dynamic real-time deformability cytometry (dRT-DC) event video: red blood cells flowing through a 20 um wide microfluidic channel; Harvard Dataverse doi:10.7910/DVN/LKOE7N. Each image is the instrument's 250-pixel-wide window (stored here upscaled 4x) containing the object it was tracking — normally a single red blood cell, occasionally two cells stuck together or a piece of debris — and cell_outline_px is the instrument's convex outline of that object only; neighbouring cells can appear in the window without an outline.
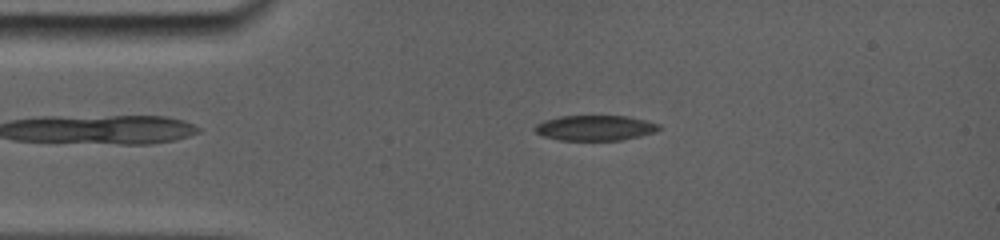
{"species": "common noctule bat (a hibernating species)", "species_latin": "Nyctalus noctula", "temperature_condition": "room temperature", "stored_images_in_passage": 55, "camera_frame_rate_fps": 5000, "um_per_image_px": 0.085, "animal": {"sex": "female", "body_mass_g": 19.0, "forearm_length_mm": 56.7}, "frame": {"image": 1, "passage_image": 11, "time_ms": 3.0, "image_size_px": [1000, 240], "cell_outline_px": [[660, 128], [652, 132], [616, 140], [564, 140], [548, 136], [536, 132], [536, 124], [560, 116], [624, 116], [644, 120], [660, 124]], "centroid_in_image_um": [50.59, 10.86], "position_along_channel_um": 34.4, "area_um2": 17.46}}
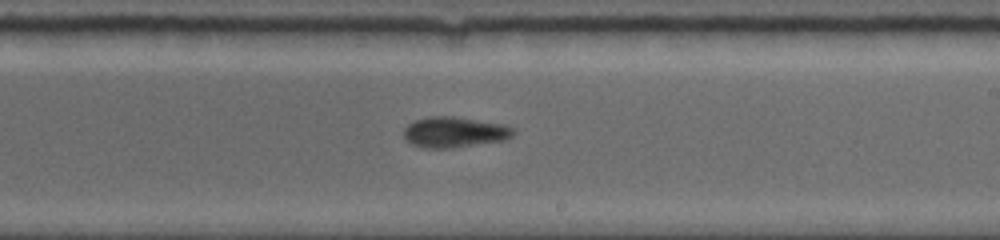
{"frame": {"image": 2, "passage_image": 33, "time_ms": 9.4, "image_size_px": [1000, 240], "cell_outline_px": [[512, 136], [504, 140], [448, 148], [424, 148], [412, 144], [404, 136], [404, 128], [408, 124], [416, 120], [428, 116], [456, 116], [504, 124], [512, 128]], "centroid_in_image_um": [38.6, 11.22], "position_along_channel_um": 250.4, "area_um2": 19.36}}
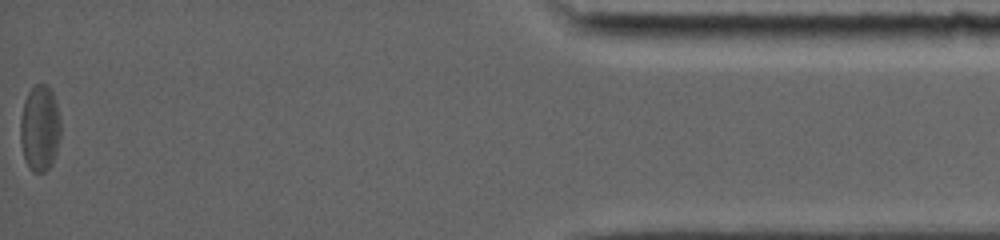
{"frame": {"image": 3, "passage_image": 55, "time_ms": 16.0, "image_size_px": [1000, 240], "cell_outline_px": [[60, 136], [56, 152], [52, 164], [44, 172], [32, 172], [28, 168], [24, 160], [20, 140], [20, 120], [24, 100], [28, 92], [36, 84], [48, 84], [52, 88], [56, 100], [60, 116]], "centroid_in_image_um": [3.38, 10.88], "position_along_channel_um": 431.8, "area_um2": 20.69}, "authors_computed_cell_mechanics": {"area_um2": 19.2474, "velocity_mm_per_s": 3.8357, "shape_relaxation_time_tau1_ms": 3.2851, "shape_relaxation_time_tau2_ms": 10.7819, "deformation_change_tau1": 0.108, "deformation_change_tau2": 0.1775}}